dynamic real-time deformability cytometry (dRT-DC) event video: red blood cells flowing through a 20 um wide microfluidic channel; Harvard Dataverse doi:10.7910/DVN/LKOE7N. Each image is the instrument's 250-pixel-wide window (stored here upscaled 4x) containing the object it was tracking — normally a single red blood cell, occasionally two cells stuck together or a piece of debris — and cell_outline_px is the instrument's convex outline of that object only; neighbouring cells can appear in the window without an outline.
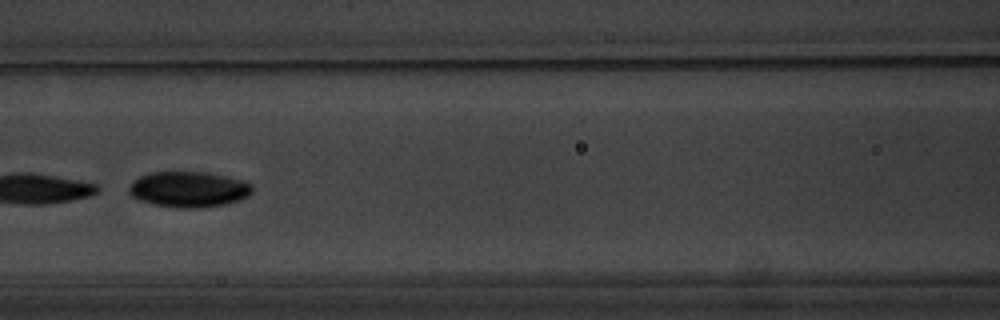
{"species": "common noctule bat (a hibernating species)", "species_latin": "Nyctalus noctula", "temperature_condition": "warm", "stored_images_in_passage": 19, "camera_frame_rate_fps": 3000, "um_per_image_px": 0.085, "animal": {"sex": "male", "body_mass_g": 20.1, "forearm_length_mm": 53.5}, "frame": {"image": 1, "passage_image": 11, "time_ms": 3.333, "image_size_px": [1000, 320], "cell_outline_px": [[252, 192], [248, 196], [240, 200], [224, 204], [200, 208], [176, 208], [152, 204], [140, 200], [132, 196], [128, 192], [128, 188], [140, 176], [152, 172], [208, 172], [240, 180], [252, 184]], "centroid_in_image_um": [16.04, 16.1], "position_along_channel_um": 150.6, "area_um2": 25.55}}